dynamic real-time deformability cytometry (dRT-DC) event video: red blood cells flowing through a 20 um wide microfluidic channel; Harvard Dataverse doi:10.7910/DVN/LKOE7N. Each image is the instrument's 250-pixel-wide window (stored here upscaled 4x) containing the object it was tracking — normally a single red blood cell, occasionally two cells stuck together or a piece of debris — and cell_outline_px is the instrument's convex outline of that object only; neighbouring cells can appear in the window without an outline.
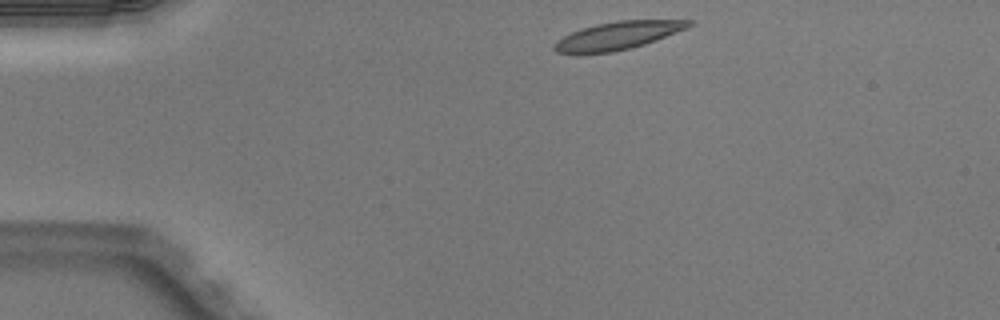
{"species": "Egyptian fruit bat (a non-hibernating species)", "species_latin": "Rousettus aegyptiacus", "temperature_condition": "warm", "stored_images_in_passage": 41, "camera_frame_rate_fps": 3000, "um_per_image_px": 0.085, "animal": {"sex": "male"}, "frame": {"image": 1, "passage_image": 1, "time_ms": 0.0, "image_size_px": [1000, 320], "cell_outline_px": [[696, 24], [688, 28], [656, 40], [644, 44], [612, 52], [556, 52], [552, 48], [552, 44], [556, 40], [580, 28], [596, 24], [616, 20], [692, 20]], "centroid_in_image_um": [52.55, 2.99], "position_along_channel_um": 32.4, "area_um2": 21.68}}
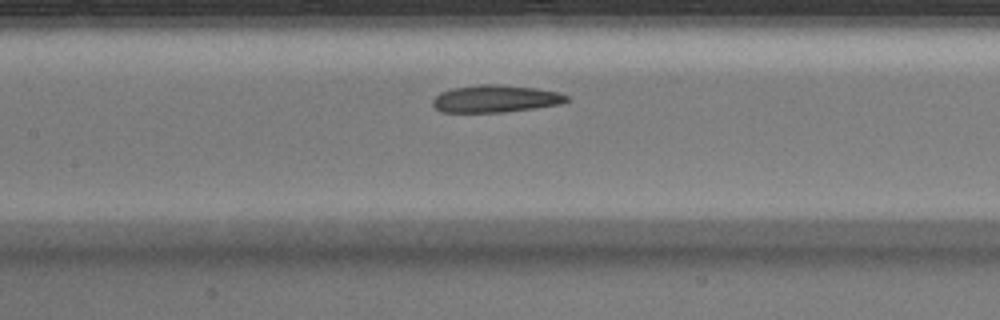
{"frame": {"image": 2, "passage_image": 15, "time_ms": 4.667, "image_size_px": [1000, 320], "cell_outline_px": [[572, 100], [560, 104], [536, 108], [504, 112], [440, 112], [432, 104], [432, 100], [440, 92], [452, 88], [480, 84], [500, 84], [536, 88], [556, 92], [568, 96]], "centroid_in_image_um": [42.12, 8.39], "position_along_channel_um": 165.3, "area_um2": 21.44}}
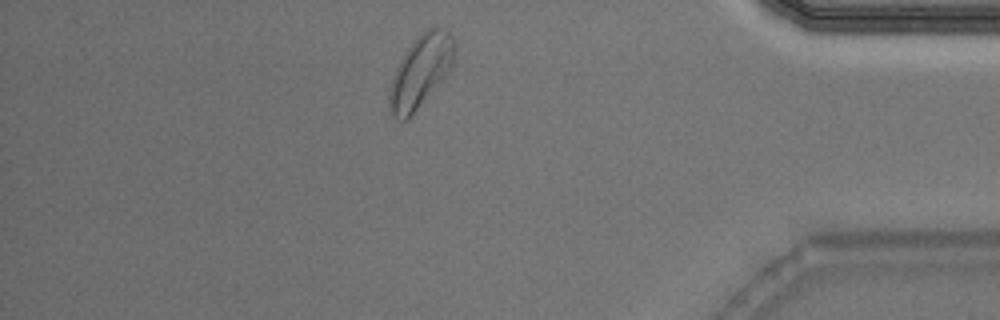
{"frame": {"image": 3, "passage_image": 35, "time_ms": 11.333, "image_size_px": [1000, 320], "cell_outline_px": [[456, 44], [452, 68], [416, 108], [404, 120], [396, 120], [388, 112], [388, 96], [392, 76], [400, 60], [408, 48], [428, 28], [436, 24], [448, 28]], "centroid_in_image_um": [35.76, 6.01], "position_along_channel_um": 399.4, "area_um2": 27.17}, "authors_computed_cell_mechanics": {"area_um2": 22.0218, "velocity_mm_per_s": 4.0048, "shape_relaxation_time_tau1_ms": 6.0615, "shape_relaxation_time_tau2_ms": 1.6931, "deformation_change_tau1": 0.1794, "deformation_change_tau2": 0.0799}}